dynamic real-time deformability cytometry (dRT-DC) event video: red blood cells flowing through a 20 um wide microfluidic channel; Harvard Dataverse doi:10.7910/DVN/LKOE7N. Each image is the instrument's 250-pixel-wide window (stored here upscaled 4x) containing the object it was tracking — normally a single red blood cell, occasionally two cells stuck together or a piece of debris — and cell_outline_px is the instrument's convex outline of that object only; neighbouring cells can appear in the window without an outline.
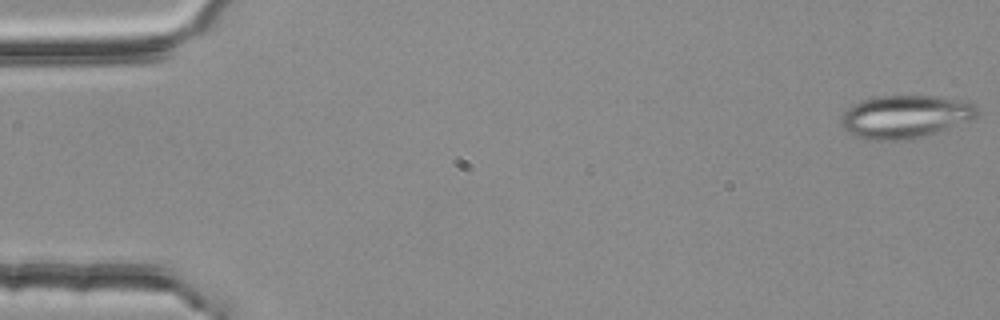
{"species": "common noctule bat (a hibernating species)", "species_latin": "Nyctalus noctula", "temperature_condition": "room temperature", "stored_images_in_passage": 36, "segment_of_instrument_passage": [1, 2], "camera_frame_rate_fps": 3000, "um_per_image_px": 0.085, "animal": {"sex": "female", "body_mass_g": 25.1}, "frame": {"image": 1, "passage_image": 1, "time_ms": 0.0, "image_size_px": [1000, 320], "cell_outline_px": [[976, 116], [972, 120], [920, 136], [904, 140], [864, 140], [848, 132], [844, 128], [840, 120], [844, 112], [852, 104], [868, 96], [936, 96], [964, 100], [972, 104], [976, 108]], "centroid_in_image_um": [76.87, 9.9], "position_along_channel_um": 8.1, "area_um2": 33.87}}
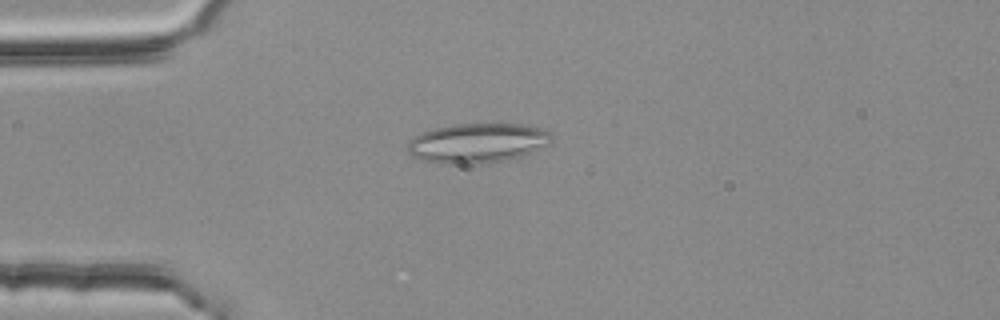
{"frame": {"image": 2, "passage_image": 14, "time_ms": 4.333, "image_size_px": [1000, 320], "cell_outline_px": [[552, 140], [548, 144], [520, 156], [504, 160], [472, 164], [440, 164], [420, 160], [412, 156], [408, 152], [408, 140], [412, 136], [436, 128], [452, 124], [520, 124], [544, 128], [552, 132]], "centroid_in_image_um": [40.55, 12.15], "position_along_channel_um": 44.5, "area_um2": 33.35}}